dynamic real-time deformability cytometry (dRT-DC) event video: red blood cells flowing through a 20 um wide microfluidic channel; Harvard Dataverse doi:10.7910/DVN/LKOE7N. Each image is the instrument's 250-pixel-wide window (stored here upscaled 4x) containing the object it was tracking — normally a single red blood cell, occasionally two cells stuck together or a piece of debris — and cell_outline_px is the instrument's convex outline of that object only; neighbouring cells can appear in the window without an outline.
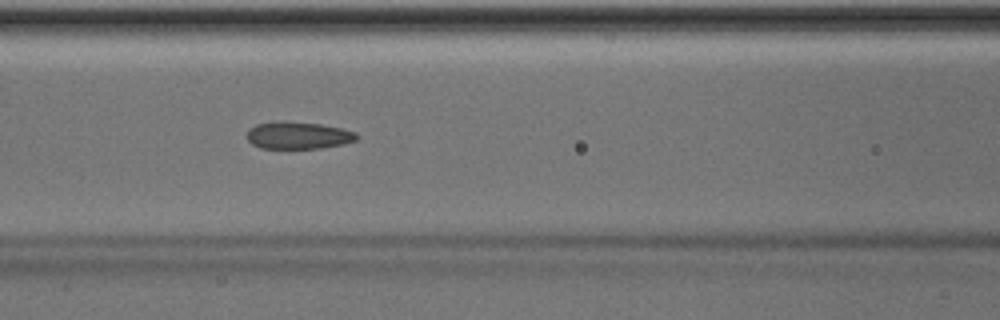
{"species": "Egyptian fruit bat (a non-hibernating species)", "species_latin": "Rousettus aegyptiacus", "temperature_condition": "room temperature", "stored_images_in_passage": 51, "camera_frame_rate_fps": 3000, "um_per_image_px": 0.085, "animal": {"sex": "male"}, "frame": {"image": 1, "passage_image": 22, "time_ms": 7.0, "image_size_px": [1000, 320], "cell_outline_px": [[360, 136], [356, 140], [344, 144], [320, 148], [260, 148], [252, 144], [244, 136], [248, 128], [256, 124], [320, 124], [340, 128], [356, 132]], "centroid_in_image_um": [25.36, 11.56], "position_along_channel_um": 141.2, "area_um2": 16.76}, "authors_computed_cell_mechanics": {"area_um2": 17.8024, "velocity_mm_per_s": 4.0291, "shape_relaxation_time_tau1_ms": null, "shape_relaxation_time_tau2_ms": 3.5764, "deformation_change_tau1": null, "deformation_change_tau2": 0.1156}}